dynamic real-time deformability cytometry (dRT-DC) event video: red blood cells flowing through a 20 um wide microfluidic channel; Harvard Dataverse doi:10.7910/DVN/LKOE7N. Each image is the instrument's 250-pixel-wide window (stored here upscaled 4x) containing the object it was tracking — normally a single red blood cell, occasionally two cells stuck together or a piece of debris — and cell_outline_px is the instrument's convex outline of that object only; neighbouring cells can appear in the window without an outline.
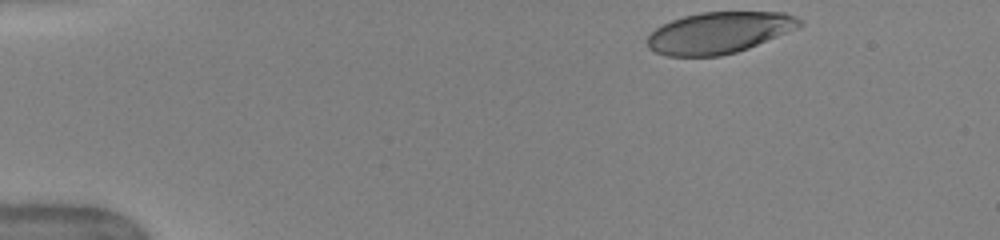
{"species": "human", "species_latin": "Homo sapiens", "temperature_condition": "warm", "stored_images_in_passage": 44, "camera_frame_rate_fps": 3000, "um_per_image_px": 0.085, "donor": {"sex": "female"}, "frame": {"image": 1, "passage_image": 1, "time_ms": 0.0, "image_size_px": [1000, 240], "cell_outline_px": [[804, 24], [796, 28], [748, 48], [736, 52], [720, 56], [668, 56], [656, 52], [648, 48], [648, 36], [656, 28], [672, 20], [684, 16], [700, 12], [784, 12], [796, 16]], "centroid_in_image_um": [61.11, 2.77], "position_along_channel_um": 23.9, "area_um2": 36.41}}
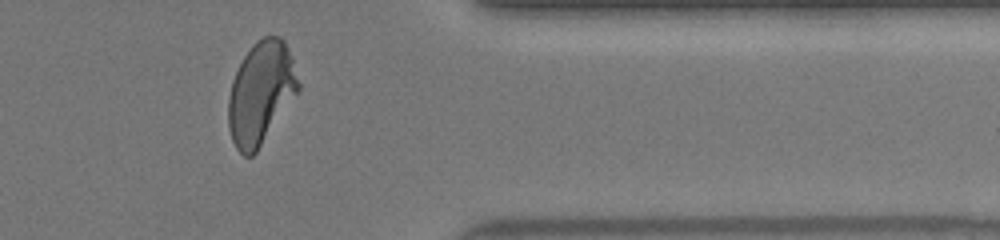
{"frame": {"image": 2, "passage_image": 36, "time_ms": 11.667, "image_size_px": [1000, 240], "cell_outline_px": [[300, 92], [256, 152], [252, 156], [244, 156], [236, 148], [232, 140], [228, 128], [228, 96], [232, 80], [244, 56], [252, 44], [256, 40], [264, 36], [280, 36], [284, 40], [288, 48], [300, 84]], "centroid_in_image_um": [22.18, 7.91], "position_along_channel_um": 389.2, "area_um2": 42.08}}
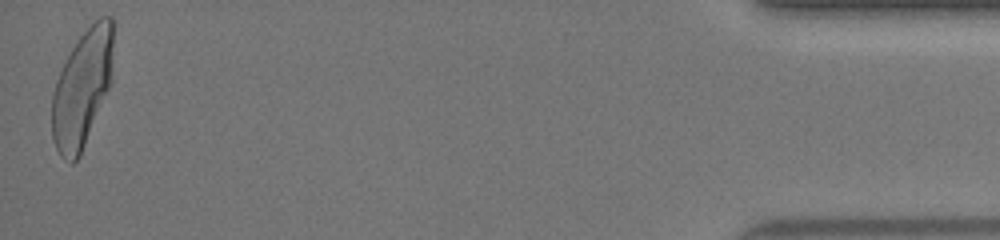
{"frame": {"image": 3, "passage_image": 44, "time_ms": 14.333, "image_size_px": [1000, 240], "cell_outline_px": [[112, 80], [80, 156], [72, 164], [60, 156], [56, 148], [52, 136], [52, 96], [56, 80], [72, 48], [80, 36], [100, 16], [112, 16]], "centroid_in_image_um": [6.98, 7.54], "position_along_channel_um": 428.2, "area_um2": 41.38}, "authors_computed_cell_mechanics": {"area_um2": 41.2403, "velocity_mm_per_s": 4.0304, "shape_relaxation_time_tau1_ms": 3.9594, "shape_relaxation_time_tau2_ms": null, "deformation_change_tau1": 0.2157, "deformation_change_tau2": null}}